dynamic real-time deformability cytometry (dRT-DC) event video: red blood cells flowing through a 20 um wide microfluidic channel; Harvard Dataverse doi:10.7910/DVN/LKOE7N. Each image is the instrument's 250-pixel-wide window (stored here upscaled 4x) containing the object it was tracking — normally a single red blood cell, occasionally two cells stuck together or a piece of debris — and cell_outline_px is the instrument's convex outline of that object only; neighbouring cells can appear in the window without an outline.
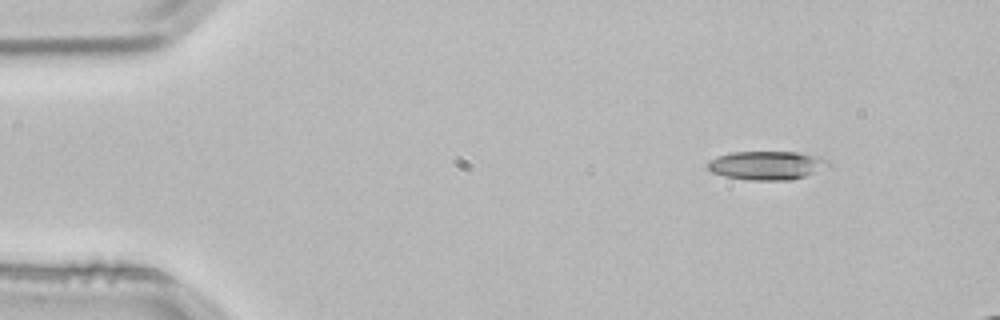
{"species": "common noctule bat (a hibernating species)", "species_latin": "Nyctalus noctula", "temperature_condition": "room temperature", "stored_images_in_passage": 4, "camera_frame_rate_fps": 3000, "um_per_image_px": 0.085, "animal": {"sex": "male", "body_mass_g": 21.5, "forearm_length_mm": 52.0}, "frame": {"image": 1, "passage_image": 1, "time_ms": 0.0, "image_size_px": [1000, 320], "cell_outline_px": [[828, 164], [804, 176], [788, 180], [748, 180], [724, 176], [712, 172], [708, 168], [708, 160], [732, 152], [796, 152], [820, 156], [828, 160]], "centroid_in_image_um": [65.12, 14.05], "position_along_channel_um": 19.9, "area_um2": 19.77}}